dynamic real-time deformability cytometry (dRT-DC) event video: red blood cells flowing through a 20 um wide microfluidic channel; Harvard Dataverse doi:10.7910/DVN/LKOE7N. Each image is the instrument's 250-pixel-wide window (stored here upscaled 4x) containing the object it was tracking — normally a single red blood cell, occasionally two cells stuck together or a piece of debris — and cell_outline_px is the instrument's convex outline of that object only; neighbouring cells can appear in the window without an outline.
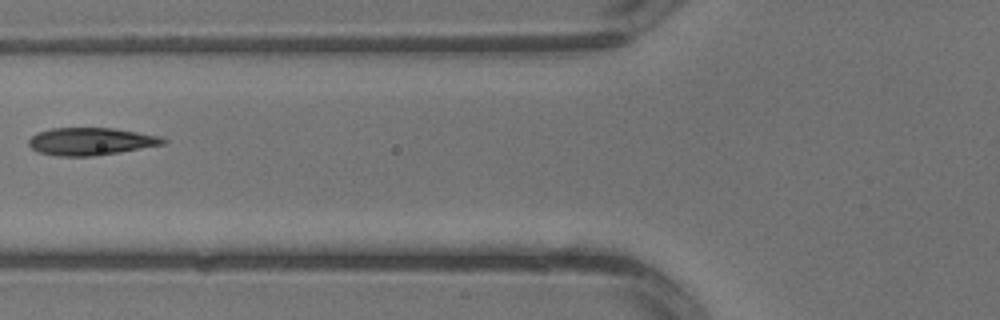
{"species": "common noctule bat (a hibernating species)", "species_latin": "Nyctalus noctula", "temperature_condition": "warm", "stored_images_in_passage": 4, "camera_frame_rate_fps": 3000, "um_per_image_px": 0.085, "animal": {"sex": "male", "body_mass_g": 13.3}, "frame": {"image": 1, "passage_image": 4, "time_ms": 1.0, "image_size_px": [1000, 320], "cell_outline_px": [[168, 140], [164, 144], [120, 152], [96, 156], [56, 156], [36, 152], [28, 144], [28, 140], [36, 132], [52, 128], [112, 128], [160, 136]], "centroid_in_image_um": [7.68, 12.02], "position_along_channel_um": 118.1, "area_um2": 21.62}}